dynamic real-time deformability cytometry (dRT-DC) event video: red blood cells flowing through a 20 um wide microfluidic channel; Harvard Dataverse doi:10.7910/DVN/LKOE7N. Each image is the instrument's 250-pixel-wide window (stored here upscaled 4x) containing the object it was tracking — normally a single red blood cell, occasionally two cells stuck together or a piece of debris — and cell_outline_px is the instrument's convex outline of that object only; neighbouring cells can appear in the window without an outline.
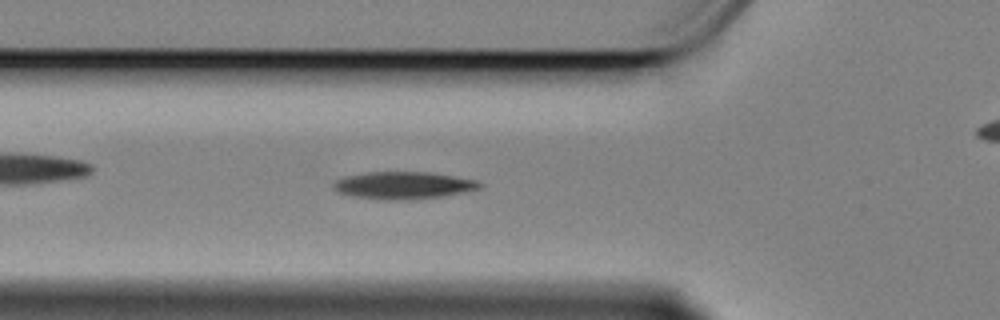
{"species": "Egyptian fruit bat (a non-hibernating species)", "species_latin": "Rousettus aegyptiacus", "temperature_condition": "cold", "stored_images_in_passage": 58, "camera_frame_rate_fps": 3000, "um_per_image_px": 0.085, "animal": {"sex": "female"}, "frame": {"image": 1, "passage_image": 18, "time_ms": 5.667, "image_size_px": [1000, 320], "cell_outline_px": [[484, 184], [480, 188], [440, 196], [400, 200], [384, 200], [352, 196], [336, 192], [332, 188], [332, 184], [336, 180], [348, 176], [368, 172], [424, 172], [452, 176], [476, 180]], "centroid_in_image_um": [34.21, 15.75], "position_along_channel_um": 91.6, "area_um2": 22.89}}
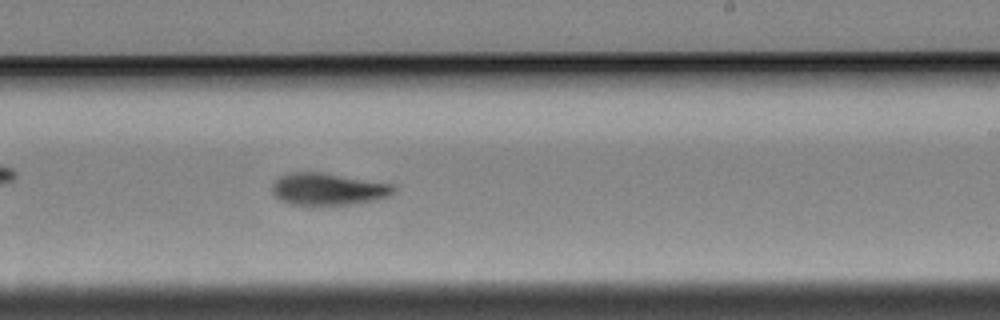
{"frame": {"image": 2, "passage_image": 33, "time_ms": 10.667, "image_size_px": [1000, 320], "cell_outline_px": [[396, 188], [388, 196], [372, 200], [352, 204], [312, 208], [288, 204], [280, 200], [272, 192], [272, 184], [280, 176], [288, 172], [320, 172], [392, 184]], "centroid_in_image_um": [27.8, 16.12], "position_along_channel_um": 261.2, "area_um2": 23.24}}
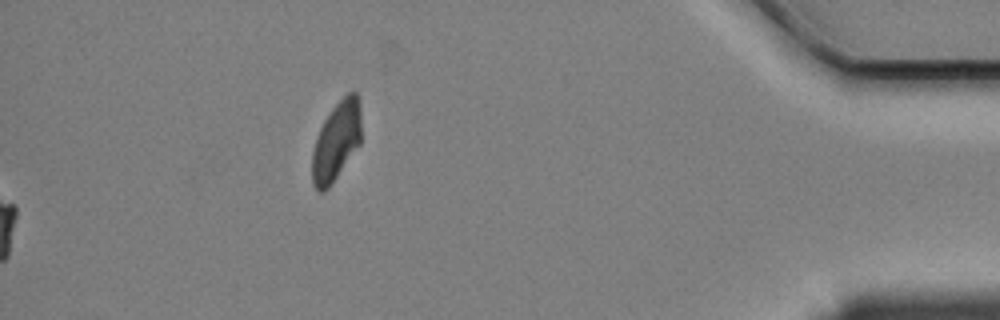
{"frame": {"image": 3, "passage_image": 58, "time_ms": 19.0, "image_size_px": [1000, 320], "cell_outline_px": [[360, 144], [328, 188], [324, 192], [320, 192], [312, 184], [312, 152], [316, 136], [324, 120], [332, 108], [348, 92], [356, 92], [360, 104]], "centroid_in_image_um": [28.57, 12.0], "position_along_channel_um": 406.6, "area_um2": 22.43}, "authors_computed_cell_mechanics": {"area_um2": 22.2241, "velocity_mm_per_s": 3.3848, "shape_relaxation_time_tau1_ms": 4.907, "shape_relaxation_time_tau2_ms": 10.7768, "deformation_change_tau1": 0.1406, "deformation_change_tau2": 0.1835}}